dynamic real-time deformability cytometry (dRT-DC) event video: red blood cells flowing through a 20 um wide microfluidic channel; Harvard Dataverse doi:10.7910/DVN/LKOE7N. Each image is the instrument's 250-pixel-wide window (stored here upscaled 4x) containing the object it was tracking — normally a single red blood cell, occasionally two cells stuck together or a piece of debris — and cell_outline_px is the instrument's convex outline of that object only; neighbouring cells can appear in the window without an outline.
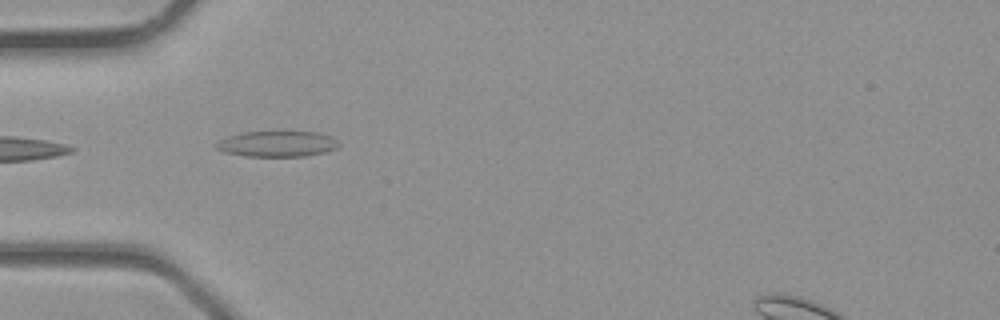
{"species": "common noctule bat (a hibernating species)", "species_latin": "Nyctalus noctula", "temperature_condition": "room temperature", "stored_images_in_passage": 3, "camera_frame_rate_fps": 3000, "um_per_image_px": 0.085, "animal": {"sex": "male", "body_mass_g": 23.1, "forearm_length_mm": 52.7}, "frame": {"image": 1, "passage_image": 2, "time_ms": 0.333, "image_size_px": [1000, 320], "cell_outline_px": [[340, 144], [336, 148], [324, 152], [304, 156], [248, 156], [224, 152], [216, 148], [212, 144], [228, 136], [244, 132], [320, 132], [332, 136]], "centroid_in_image_um": [23.55, 12.22], "position_along_channel_um": 61.4, "area_um2": 18.32}}
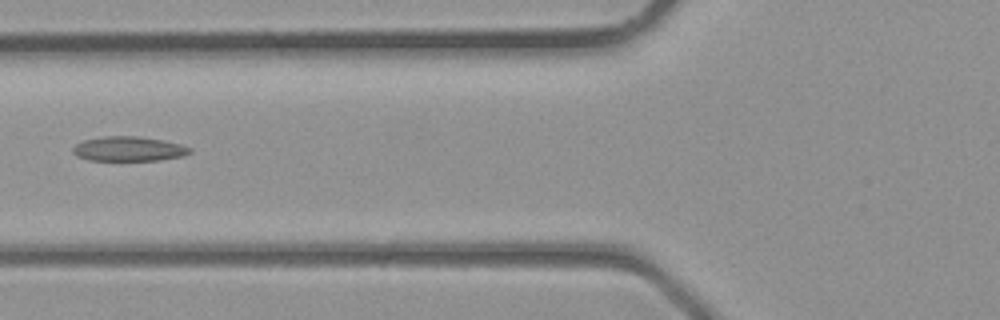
{"frame": {"image": 2, "passage_image": 3, "time_ms": 0.667, "image_size_px": [1000, 320], "cell_outline_px": [[192, 152], [184, 156], [160, 160], [88, 160], [76, 156], [72, 152], [72, 148], [76, 144], [84, 140], [104, 136], [136, 136], [160, 140], [180, 144], [192, 148]], "centroid_in_image_um": [10.93, 12.66], "position_along_channel_um": 114.9, "area_um2": 16.76}}